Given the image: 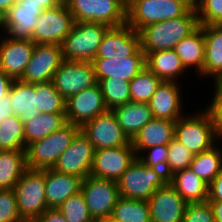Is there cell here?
Masks as SVG:
<instances>
[{
    "instance_id": "cell-1",
    "label": "cell",
    "mask_w": 222,
    "mask_h": 222,
    "mask_svg": "<svg viewBox=\"0 0 222 222\" xmlns=\"http://www.w3.org/2000/svg\"><path fill=\"white\" fill-rule=\"evenodd\" d=\"M198 27L197 11L194 9L184 16L147 25L138 31L141 49L145 56L151 52L174 49Z\"/></svg>"
},
{
    "instance_id": "cell-2",
    "label": "cell",
    "mask_w": 222,
    "mask_h": 222,
    "mask_svg": "<svg viewBox=\"0 0 222 222\" xmlns=\"http://www.w3.org/2000/svg\"><path fill=\"white\" fill-rule=\"evenodd\" d=\"M201 110L186 112L175 124L174 138L193 155L209 150L218 143L210 113L206 108Z\"/></svg>"
},
{
    "instance_id": "cell-3",
    "label": "cell",
    "mask_w": 222,
    "mask_h": 222,
    "mask_svg": "<svg viewBox=\"0 0 222 222\" xmlns=\"http://www.w3.org/2000/svg\"><path fill=\"white\" fill-rule=\"evenodd\" d=\"M168 179L164 171L146 165L137 157L116 183L120 197L148 201Z\"/></svg>"
},
{
    "instance_id": "cell-4",
    "label": "cell",
    "mask_w": 222,
    "mask_h": 222,
    "mask_svg": "<svg viewBox=\"0 0 222 222\" xmlns=\"http://www.w3.org/2000/svg\"><path fill=\"white\" fill-rule=\"evenodd\" d=\"M110 27L97 22H74L61 45L63 60L92 62L106 31Z\"/></svg>"
},
{
    "instance_id": "cell-5",
    "label": "cell",
    "mask_w": 222,
    "mask_h": 222,
    "mask_svg": "<svg viewBox=\"0 0 222 222\" xmlns=\"http://www.w3.org/2000/svg\"><path fill=\"white\" fill-rule=\"evenodd\" d=\"M190 9L181 0H128L126 24L138 32L147 25L184 16Z\"/></svg>"
},
{
    "instance_id": "cell-6",
    "label": "cell",
    "mask_w": 222,
    "mask_h": 222,
    "mask_svg": "<svg viewBox=\"0 0 222 222\" xmlns=\"http://www.w3.org/2000/svg\"><path fill=\"white\" fill-rule=\"evenodd\" d=\"M79 131V126L67 122L59 130L29 144L26 148L27 168L51 169Z\"/></svg>"
},
{
    "instance_id": "cell-7",
    "label": "cell",
    "mask_w": 222,
    "mask_h": 222,
    "mask_svg": "<svg viewBox=\"0 0 222 222\" xmlns=\"http://www.w3.org/2000/svg\"><path fill=\"white\" fill-rule=\"evenodd\" d=\"M17 207L25 222H34L48 208L46 203L45 169L27 168L13 188Z\"/></svg>"
},
{
    "instance_id": "cell-8",
    "label": "cell",
    "mask_w": 222,
    "mask_h": 222,
    "mask_svg": "<svg viewBox=\"0 0 222 222\" xmlns=\"http://www.w3.org/2000/svg\"><path fill=\"white\" fill-rule=\"evenodd\" d=\"M74 22H97L109 27L126 24V0H65Z\"/></svg>"
},
{
    "instance_id": "cell-9",
    "label": "cell",
    "mask_w": 222,
    "mask_h": 222,
    "mask_svg": "<svg viewBox=\"0 0 222 222\" xmlns=\"http://www.w3.org/2000/svg\"><path fill=\"white\" fill-rule=\"evenodd\" d=\"M74 25L73 15L65 3L45 9L37 18L31 40L35 44L60 45Z\"/></svg>"
},
{
    "instance_id": "cell-10",
    "label": "cell",
    "mask_w": 222,
    "mask_h": 222,
    "mask_svg": "<svg viewBox=\"0 0 222 222\" xmlns=\"http://www.w3.org/2000/svg\"><path fill=\"white\" fill-rule=\"evenodd\" d=\"M81 192L93 220L110 217L120 197L116 181L90 175L82 180Z\"/></svg>"
},
{
    "instance_id": "cell-11",
    "label": "cell",
    "mask_w": 222,
    "mask_h": 222,
    "mask_svg": "<svg viewBox=\"0 0 222 222\" xmlns=\"http://www.w3.org/2000/svg\"><path fill=\"white\" fill-rule=\"evenodd\" d=\"M80 130L92 143L95 150L126 146L131 142L118 124L112 110L96 116L85 123Z\"/></svg>"
},
{
    "instance_id": "cell-12",
    "label": "cell",
    "mask_w": 222,
    "mask_h": 222,
    "mask_svg": "<svg viewBox=\"0 0 222 222\" xmlns=\"http://www.w3.org/2000/svg\"><path fill=\"white\" fill-rule=\"evenodd\" d=\"M52 82L65 101L70 96L78 94L97 83L91 62L65 60L61 62L54 73Z\"/></svg>"
},
{
    "instance_id": "cell-13",
    "label": "cell",
    "mask_w": 222,
    "mask_h": 222,
    "mask_svg": "<svg viewBox=\"0 0 222 222\" xmlns=\"http://www.w3.org/2000/svg\"><path fill=\"white\" fill-rule=\"evenodd\" d=\"M136 158L131 142L126 146L95 150L90 176L117 181Z\"/></svg>"
},
{
    "instance_id": "cell-14",
    "label": "cell",
    "mask_w": 222,
    "mask_h": 222,
    "mask_svg": "<svg viewBox=\"0 0 222 222\" xmlns=\"http://www.w3.org/2000/svg\"><path fill=\"white\" fill-rule=\"evenodd\" d=\"M95 148L81 132L75 135L70 146L59 156L53 170L80 177L82 180L90 175Z\"/></svg>"
},
{
    "instance_id": "cell-15",
    "label": "cell",
    "mask_w": 222,
    "mask_h": 222,
    "mask_svg": "<svg viewBox=\"0 0 222 222\" xmlns=\"http://www.w3.org/2000/svg\"><path fill=\"white\" fill-rule=\"evenodd\" d=\"M99 83L70 96L66 100L65 117L68 123L80 128L96 116L107 111Z\"/></svg>"
},
{
    "instance_id": "cell-16",
    "label": "cell",
    "mask_w": 222,
    "mask_h": 222,
    "mask_svg": "<svg viewBox=\"0 0 222 222\" xmlns=\"http://www.w3.org/2000/svg\"><path fill=\"white\" fill-rule=\"evenodd\" d=\"M62 61L61 45L35 44L31 59L19 80L32 84L50 82Z\"/></svg>"
},
{
    "instance_id": "cell-17",
    "label": "cell",
    "mask_w": 222,
    "mask_h": 222,
    "mask_svg": "<svg viewBox=\"0 0 222 222\" xmlns=\"http://www.w3.org/2000/svg\"><path fill=\"white\" fill-rule=\"evenodd\" d=\"M141 48L137 31L125 24L110 27L104 34L94 59H117L134 55Z\"/></svg>"
},
{
    "instance_id": "cell-18",
    "label": "cell",
    "mask_w": 222,
    "mask_h": 222,
    "mask_svg": "<svg viewBox=\"0 0 222 222\" xmlns=\"http://www.w3.org/2000/svg\"><path fill=\"white\" fill-rule=\"evenodd\" d=\"M35 43L28 39H9L0 34V69L13 80H19L29 63Z\"/></svg>"
},
{
    "instance_id": "cell-19",
    "label": "cell",
    "mask_w": 222,
    "mask_h": 222,
    "mask_svg": "<svg viewBox=\"0 0 222 222\" xmlns=\"http://www.w3.org/2000/svg\"><path fill=\"white\" fill-rule=\"evenodd\" d=\"M180 81H162L147 102L154 118L177 121L185 113ZM183 105V106H182Z\"/></svg>"
},
{
    "instance_id": "cell-20",
    "label": "cell",
    "mask_w": 222,
    "mask_h": 222,
    "mask_svg": "<svg viewBox=\"0 0 222 222\" xmlns=\"http://www.w3.org/2000/svg\"><path fill=\"white\" fill-rule=\"evenodd\" d=\"M151 222H182L187 202L167 183L148 200Z\"/></svg>"
},
{
    "instance_id": "cell-21",
    "label": "cell",
    "mask_w": 222,
    "mask_h": 222,
    "mask_svg": "<svg viewBox=\"0 0 222 222\" xmlns=\"http://www.w3.org/2000/svg\"><path fill=\"white\" fill-rule=\"evenodd\" d=\"M96 81L100 79H124L131 81L146 68L145 53L140 48L134 55L117 59H93Z\"/></svg>"
},
{
    "instance_id": "cell-22",
    "label": "cell",
    "mask_w": 222,
    "mask_h": 222,
    "mask_svg": "<svg viewBox=\"0 0 222 222\" xmlns=\"http://www.w3.org/2000/svg\"><path fill=\"white\" fill-rule=\"evenodd\" d=\"M45 10L33 3H16L4 14V35L9 39L31 40L37 18Z\"/></svg>"
},
{
    "instance_id": "cell-23",
    "label": "cell",
    "mask_w": 222,
    "mask_h": 222,
    "mask_svg": "<svg viewBox=\"0 0 222 222\" xmlns=\"http://www.w3.org/2000/svg\"><path fill=\"white\" fill-rule=\"evenodd\" d=\"M81 183L80 177L45 169L47 208L58 209L66 199L81 191Z\"/></svg>"
},
{
    "instance_id": "cell-24",
    "label": "cell",
    "mask_w": 222,
    "mask_h": 222,
    "mask_svg": "<svg viewBox=\"0 0 222 222\" xmlns=\"http://www.w3.org/2000/svg\"><path fill=\"white\" fill-rule=\"evenodd\" d=\"M175 121L153 118L131 140L137 157L153 146L168 145L175 136Z\"/></svg>"
},
{
    "instance_id": "cell-25",
    "label": "cell",
    "mask_w": 222,
    "mask_h": 222,
    "mask_svg": "<svg viewBox=\"0 0 222 222\" xmlns=\"http://www.w3.org/2000/svg\"><path fill=\"white\" fill-rule=\"evenodd\" d=\"M205 59L203 77L213 78V85L222 84V24L203 26Z\"/></svg>"
},
{
    "instance_id": "cell-26",
    "label": "cell",
    "mask_w": 222,
    "mask_h": 222,
    "mask_svg": "<svg viewBox=\"0 0 222 222\" xmlns=\"http://www.w3.org/2000/svg\"><path fill=\"white\" fill-rule=\"evenodd\" d=\"M181 59L184 67L190 71L195 68L194 73L203 79V64L205 59V39L203 26H199L189 36L183 38L173 49Z\"/></svg>"
},
{
    "instance_id": "cell-27",
    "label": "cell",
    "mask_w": 222,
    "mask_h": 222,
    "mask_svg": "<svg viewBox=\"0 0 222 222\" xmlns=\"http://www.w3.org/2000/svg\"><path fill=\"white\" fill-rule=\"evenodd\" d=\"M123 132L132 140L154 116L148 103L129 101L112 110Z\"/></svg>"
},
{
    "instance_id": "cell-28",
    "label": "cell",
    "mask_w": 222,
    "mask_h": 222,
    "mask_svg": "<svg viewBox=\"0 0 222 222\" xmlns=\"http://www.w3.org/2000/svg\"><path fill=\"white\" fill-rule=\"evenodd\" d=\"M146 68L162 81H176L183 79L188 70L173 49L148 53L145 56Z\"/></svg>"
},
{
    "instance_id": "cell-29",
    "label": "cell",
    "mask_w": 222,
    "mask_h": 222,
    "mask_svg": "<svg viewBox=\"0 0 222 222\" xmlns=\"http://www.w3.org/2000/svg\"><path fill=\"white\" fill-rule=\"evenodd\" d=\"M170 183L176 192L188 203L208 201V187L190 168L179 170L169 176Z\"/></svg>"
},
{
    "instance_id": "cell-30",
    "label": "cell",
    "mask_w": 222,
    "mask_h": 222,
    "mask_svg": "<svg viewBox=\"0 0 222 222\" xmlns=\"http://www.w3.org/2000/svg\"><path fill=\"white\" fill-rule=\"evenodd\" d=\"M10 99L13 114L18 116L23 123L39 114L35 107V83L13 80L10 86Z\"/></svg>"
},
{
    "instance_id": "cell-31",
    "label": "cell",
    "mask_w": 222,
    "mask_h": 222,
    "mask_svg": "<svg viewBox=\"0 0 222 222\" xmlns=\"http://www.w3.org/2000/svg\"><path fill=\"white\" fill-rule=\"evenodd\" d=\"M67 123L65 113H39L24 123L25 151L29 144L43 139Z\"/></svg>"
},
{
    "instance_id": "cell-32",
    "label": "cell",
    "mask_w": 222,
    "mask_h": 222,
    "mask_svg": "<svg viewBox=\"0 0 222 222\" xmlns=\"http://www.w3.org/2000/svg\"><path fill=\"white\" fill-rule=\"evenodd\" d=\"M26 166V151H0V190L13 189Z\"/></svg>"
},
{
    "instance_id": "cell-33",
    "label": "cell",
    "mask_w": 222,
    "mask_h": 222,
    "mask_svg": "<svg viewBox=\"0 0 222 222\" xmlns=\"http://www.w3.org/2000/svg\"><path fill=\"white\" fill-rule=\"evenodd\" d=\"M194 155L189 166L208 185L222 172V144Z\"/></svg>"
},
{
    "instance_id": "cell-34",
    "label": "cell",
    "mask_w": 222,
    "mask_h": 222,
    "mask_svg": "<svg viewBox=\"0 0 222 222\" xmlns=\"http://www.w3.org/2000/svg\"><path fill=\"white\" fill-rule=\"evenodd\" d=\"M116 222H151L148 201L119 197L110 216Z\"/></svg>"
},
{
    "instance_id": "cell-35",
    "label": "cell",
    "mask_w": 222,
    "mask_h": 222,
    "mask_svg": "<svg viewBox=\"0 0 222 222\" xmlns=\"http://www.w3.org/2000/svg\"><path fill=\"white\" fill-rule=\"evenodd\" d=\"M66 101L52 81L35 83V107L42 114L65 113Z\"/></svg>"
},
{
    "instance_id": "cell-36",
    "label": "cell",
    "mask_w": 222,
    "mask_h": 222,
    "mask_svg": "<svg viewBox=\"0 0 222 222\" xmlns=\"http://www.w3.org/2000/svg\"><path fill=\"white\" fill-rule=\"evenodd\" d=\"M0 149L25 151L24 123L16 115L0 124Z\"/></svg>"
},
{
    "instance_id": "cell-37",
    "label": "cell",
    "mask_w": 222,
    "mask_h": 222,
    "mask_svg": "<svg viewBox=\"0 0 222 222\" xmlns=\"http://www.w3.org/2000/svg\"><path fill=\"white\" fill-rule=\"evenodd\" d=\"M105 105L108 110L121 106L131 101L130 82L124 79H100L98 81Z\"/></svg>"
},
{
    "instance_id": "cell-38",
    "label": "cell",
    "mask_w": 222,
    "mask_h": 222,
    "mask_svg": "<svg viewBox=\"0 0 222 222\" xmlns=\"http://www.w3.org/2000/svg\"><path fill=\"white\" fill-rule=\"evenodd\" d=\"M162 80L147 68L143 69L130 81L132 102H148L156 92Z\"/></svg>"
},
{
    "instance_id": "cell-39",
    "label": "cell",
    "mask_w": 222,
    "mask_h": 222,
    "mask_svg": "<svg viewBox=\"0 0 222 222\" xmlns=\"http://www.w3.org/2000/svg\"><path fill=\"white\" fill-rule=\"evenodd\" d=\"M66 222H94L82 192L66 199L58 208Z\"/></svg>"
},
{
    "instance_id": "cell-40",
    "label": "cell",
    "mask_w": 222,
    "mask_h": 222,
    "mask_svg": "<svg viewBox=\"0 0 222 222\" xmlns=\"http://www.w3.org/2000/svg\"><path fill=\"white\" fill-rule=\"evenodd\" d=\"M194 155L175 138L168 144L166 175L189 168Z\"/></svg>"
},
{
    "instance_id": "cell-41",
    "label": "cell",
    "mask_w": 222,
    "mask_h": 222,
    "mask_svg": "<svg viewBox=\"0 0 222 222\" xmlns=\"http://www.w3.org/2000/svg\"><path fill=\"white\" fill-rule=\"evenodd\" d=\"M196 11L199 26L222 24V0H199Z\"/></svg>"
},
{
    "instance_id": "cell-42",
    "label": "cell",
    "mask_w": 222,
    "mask_h": 222,
    "mask_svg": "<svg viewBox=\"0 0 222 222\" xmlns=\"http://www.w3.org/2000/svg\"><path fill=\"white\" fill-rule=\"evenodd\" d=\"M0 222H25L19 214L13 189L0 190Z\"/></svg>"
},
{
    "instance_id": "cell-43",
    "label": "cell",
    "mask_w": 222,
    "mask_h": 222,
    "mask_svg": "<svg viewBox=\"0 0 222 222\" xmlns=\"http://www.w3.org/2000/svg\"><path fill=\"white\" fill-rule=\"evenodd\" d=\"M213 88L212 99L205 107L212 117L217 142H220L222 140V84L214 85Z\"/></svg>"
},
{
    "instance_id": "cell-44",
    "label": "cell",
    "mask_w": 222,
    "mask_h": 222,
    "mask_svg": "<svg viewBox=\"0 0 222 222\" xmlns=\"http://www.w3.org/2000/svg\"><path fill=\"white\" fill-rule=\"evenodd\" d=\"M138 158L146 165L166 173L168 145L153 146L145 149Z\"/></svg>"
},
{
    "instance_id": "cell-45",
    "label": "cell",
    "mask_w": 222,
    "mask_h": 222,
    "mask_svg": "<svg viewBox=\"0 0 222 222\" xmlns=\"http://www.w3.org/2000/svg\"><path fill=\"white\" fill-rule=\"evenodd\" d=\"M182 222H215L210 203H188Z\"/></svg>"
},
{
    "instance_id": "cell-46",
    "label": "cell",
    "mask_w": 222,
    "mask_h": 222,
    "mask_svg": "<svg viewBox=\"0 0 222 222\" xmlns=\"http://www.w3.org/2000/svg\"><path fill=\"white\" fill-rule=\"evenodd\" d=\"M208 201H222V172L209 184Z\"/></svg>"
},
{
    "instance_id": "cell-47",
    "label": "cell",
    "mask_w": 222,
    "mask_h": 222,
    "mask_svg": "<svg viewBox=\"0 0 222 222\" xmlns=\"http://www.w3.org/2000/svg\"><path fill=\"white\" fill-rule=\"evenodd\" d=\"M34 222H66V220L58 209L48 208Z\"/></svg>"
},
{
    "instance_id": "cell-48",
    "label": "cell",
    "mask_w": 222,
    "mask_h": 222,
    "mask_svg": "<svg viewBox=\"0 0 222 222\" xmlns=\"http://www.w3.org/2000/svg\"><path fill=\"white\" fill-rule=\"evenodd\" d=\"M11 102L12 101L10 99V89H9V92L5 95V97L0 100V124L3 122L5 118L14 115L12 111Z\"/></svg>"
},
{
    "instance_id": "cell-49",
    "label": "cell",
    "mask_w": 222,
    "mask_h": 222,
    "mask_svg": "<svg viewBox=\"0 0 222 222\" xmlns=\"http://www.w3.org/2000/svg\"><path fill=\"white\" fill-rule=\"evenodd\" d=\"M18 3H33L38 5V7L49 9L65 3V0H18Z\"/></svg>"
},
{
    "instance_id": "cell-50",
    "label": "cell",
    "mask_w": 222,
    "mask_h": 222,
    "mask_svg": "<svg viewBox=\"0 0 222 222\" xmlns=\"http://www.w3.org/2000/svg\"><path fill=\"white\" fill-rule=\"evenodd\" d=\"M13 79L0 69V100L9 92Z\"/></svg>"
},
{
    "instance_id": "cell-51",
    "label": "cell",
    "mask_w": 222,
    "mask_h": 222,
    "mask_svg": "<svg viewBox=\"0 0 222 222\" xmlns=\"http://www.w3.org/2000/svg\"><path fill=\"white\" fill-rule=\"evenodd\" d=\"M211 205L215 222H222V201H208Z\"/></svg>"
},
{
    "instance_id": "cell-52",
    "label": "cell",
    "mask_w": 222,
    "mask_h": 222,
    "mask_svg": "<svg viewBox=\"0 0 222 222\" xmlns=\"http://www.w3.org/2000/svg\"><path fill=\"white\" fill-rule=\"evenodd\" d=\"M17 2H18V0H0V12L5 14Z\"/></svg>"
},
{
    "instance_id": "cell-53",
    "label": "cell",
    "mask_w": 222,
    "mask_h": 222,
    "mask_svg": "<svg viewBox=\"0 0 222 222\" xmlns=\"http://www.w3.org/2000/svg\"><path fill=\"white\" fill-rule=\"evenodd\" d=\"M186 3L191 9L196 10L199 0H181Z\"/></svg>"
},
{
    "instance_id": "cell-54",
    "label": "cell",
    "mask_w": 222,
    "mask_h": 222,
    "mask_svg": "<svg viewBox=\"0 0 222 222\" xmlns=\"http://www.w3.org/2000/svg\"><path fill=\"white\" fill-rule=\"evenodd\" d=\"M0 32L4 35V14L0 12Z\"/></svg>"
},
{
    "instance_id": "cell-55",
    "label": "cell",
    "mask_w": 222,
    "mask_h": 222,
    "mask_svg": "<svg viewBox=\"0 0 222 222\" xmlns=\"http://www.w3.org/2000/svg\"><path fill=\"white\" fill-rule=\"evenodd\" d=\"M94 222H116V221H114L111 217H107V218L96 219L94 220Z\"/></svg>"
}]
</instances>
